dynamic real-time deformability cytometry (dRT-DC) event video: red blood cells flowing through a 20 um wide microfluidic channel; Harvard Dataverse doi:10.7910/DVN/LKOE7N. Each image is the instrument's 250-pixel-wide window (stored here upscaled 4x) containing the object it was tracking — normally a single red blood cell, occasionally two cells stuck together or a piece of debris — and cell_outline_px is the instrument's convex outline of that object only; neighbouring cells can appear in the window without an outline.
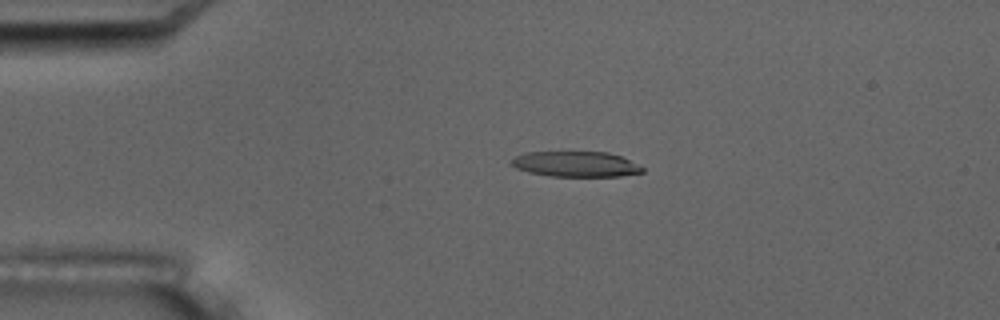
{"species": "common noctule bat (a hibernating species)", "species_latin": "Nyctalus noctula", "temperature_condition": "room temperature", "stored_images_in_passage": 5, "camera_frame_rate_fps": 3000, "um_per_image_px": 0.085, "animal": {"sex": "male", "body_mass_g": 17.5, "forearm_length_mm": 52.3}, "frame": {"image": 1, "passage_image": 4, "time_ms": 3.333, "image_size_px": [1000, 320], "cell_outline_px": [[644, 172], [620, 176], [552, 176], [528, 172], [516, 168], [508, 164], [516, 156], [528, 152], [608, 152], [620, 156], [644, 168]], "centroid_in_image_um": [48.92, 13.95], "position_along_channel_um": 36.1, "area_um2": 19.25}}